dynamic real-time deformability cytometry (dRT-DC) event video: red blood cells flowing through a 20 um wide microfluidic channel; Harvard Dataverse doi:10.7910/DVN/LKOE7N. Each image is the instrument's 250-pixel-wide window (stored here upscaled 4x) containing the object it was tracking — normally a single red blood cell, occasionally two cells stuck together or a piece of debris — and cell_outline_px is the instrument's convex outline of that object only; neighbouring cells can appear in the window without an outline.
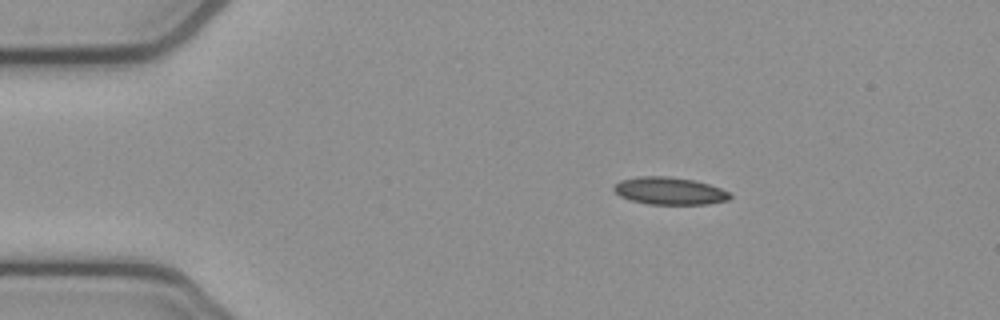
{"species": "common noctule bat (a hibernating species)", "species_latin": "Nyctalus noctula", "temperature_condition": "cold", "stored_images_in_passage": 45, "camera_frame_rate_fps": 3000, "um_per_image_px": 0.085, "animal": {"sex": "female", "body_mass_g": 21.9}, "frame": {"image": 1, "passage_image": 1, "time_ms": 0.0, "image_size_px": [1000, 320], "cell_outline_px": [[732, 196], [728, 200], [708, 204], [648, 204], [632, 200], [620, 196], [612, 188], [620, 180], [640, 176], [668, 176], [696, 180], [732, 192]], "centroid_in_image_um": [56.95, 16.22], "position_along_channel_um": 28.1, "area_um2": 18.61}}
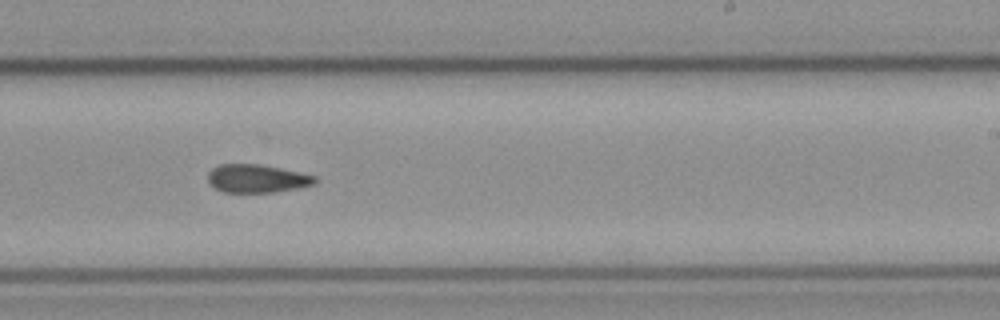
{"frame": {"image": 2, "passage_image": 24, "time_ms": 7.667, "image_size_px": [1000, 320], "cell_outline_px": [[316, 184], [276, 192], [224, 192], [208, 184], [208, 172], [212, 168], [220, 164], [260, 164], [280, 168], [316, 176]], "centroid_in_image_um": [21.81, 15.17], "position_along_channel_um": 267.2, "area_um2": 17.57}}
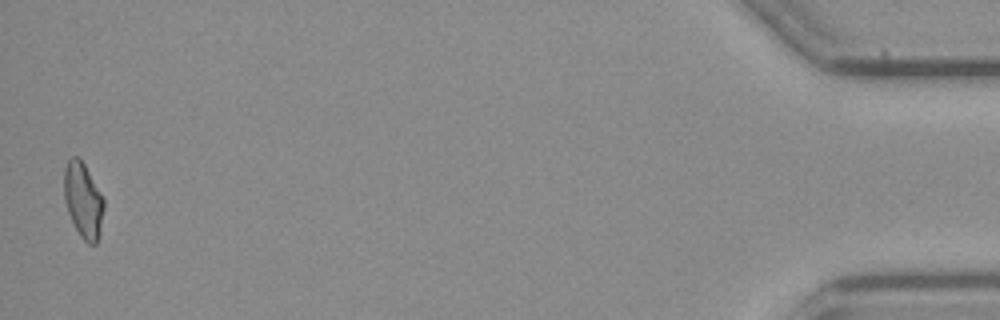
{"frame": {"image": 3, "passage_image": 44, "time_ms": 14.333, "image_size_px": [1000, 320], "cell_outline_px": [[104, 208], [100, 236], [96, 244], [88, 244], [80, 236], [68, 212], [64, 200], [64, 168], [68, 160], [72, 156], [76, 156], [84, 164], [104, 196]], "centroid_in_image_um": [7.09, 17.04], "position_along_channel_um": 428.1, "area_um2": 17.63}, "authors_computed_cell_mechanics": {"area_um2": 18.1492, "velocity_mm_per_s": 3.8695, "shape_relaxation_time_tau1_ms": null, "shape_relaxation_time_tau2_ms": 7.0407, "deformation_change_tau1": null, "deformation_change_tau2": 0.1524}}